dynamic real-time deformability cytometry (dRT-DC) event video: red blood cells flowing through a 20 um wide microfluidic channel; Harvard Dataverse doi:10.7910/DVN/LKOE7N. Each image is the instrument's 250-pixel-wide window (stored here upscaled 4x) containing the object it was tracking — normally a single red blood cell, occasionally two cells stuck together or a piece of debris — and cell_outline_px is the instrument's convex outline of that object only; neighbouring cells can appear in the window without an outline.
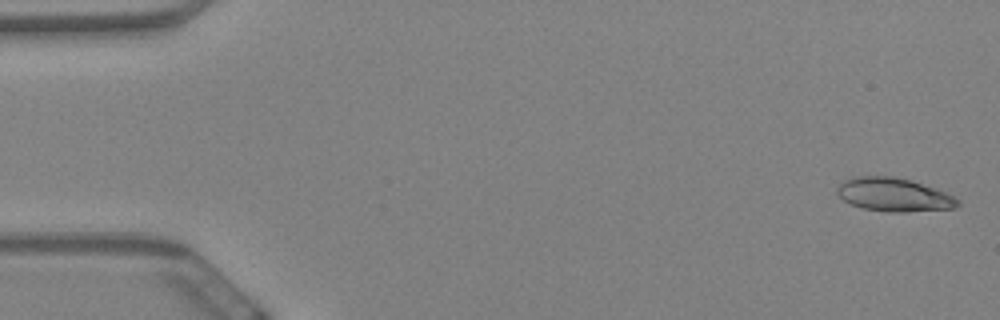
{"species": "Egyptian fruit bat (a non-hibernating species)", "species_latin": "Rousettus aegyptiacus", "temperature_condition": "warm", "stored_images_in_passage": 8, "camera_frame_rate_fps": 3000, "um_per_image_px": 0.085, "animal": {"sex": "female"}, "frame": {"image": 1, "passage_image": 2, "time_ms": 0.333, "image_size_px": [1000, 320], "cell_outline_px": [[960, 204], [956, 208], [908, 212], [888, 212], [864, 208], [852, 204], [844, 200], [836, 192], [836, 188], [844, 180], [852, 176], [896, 176], [912, 180], [944, 192], [960, 200]], "centroid_in_image_um": [75.98, 16.54], "position_along_channel_um": 9.0, "area_um2": 23.58}}